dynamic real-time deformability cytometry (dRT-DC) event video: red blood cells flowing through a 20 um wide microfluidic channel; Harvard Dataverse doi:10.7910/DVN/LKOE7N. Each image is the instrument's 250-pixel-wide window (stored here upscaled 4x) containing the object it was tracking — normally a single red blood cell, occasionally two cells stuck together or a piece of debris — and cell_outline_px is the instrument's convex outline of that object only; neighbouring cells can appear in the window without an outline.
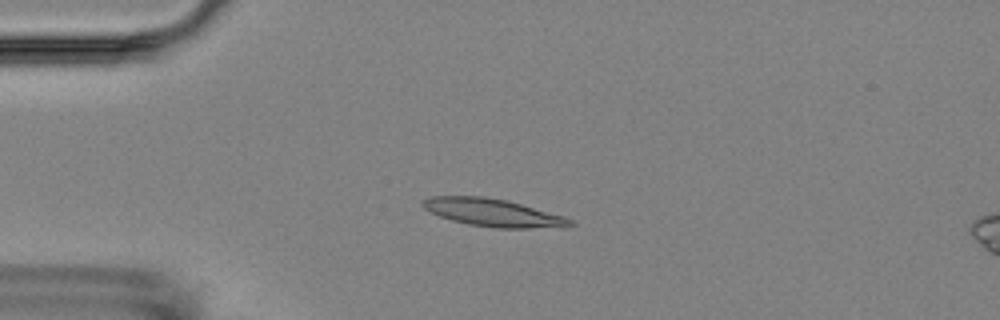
{"species": "Egyptian fruit bat (a non-hibernating species)", "species_latin": "Rousettus aegyptiacus", "temperature_condition": "room temperature", "stored_images_in_passage": 4, "camera_frame_rate_fps": 3000, "um_per_image_px": 0.085, "animal": {"sex": "female"}, "frame": {"image": 1, "passage_image": 4, "time_ms": 3.667, "image_size_px": [1000, 320], "cell_outline_px": [[576, 224], [568, 228], [496, 228], [468, 224], [452, 220], [440, 216], [424, 208], [420, 204], [428, 196], [484, 196], [508, 200], [564, 216], [572, 220]], "centroid_in_image_um": [41.97, 18.08], "position_along_channel_um": 43.0, "area_um2": 24.04}}